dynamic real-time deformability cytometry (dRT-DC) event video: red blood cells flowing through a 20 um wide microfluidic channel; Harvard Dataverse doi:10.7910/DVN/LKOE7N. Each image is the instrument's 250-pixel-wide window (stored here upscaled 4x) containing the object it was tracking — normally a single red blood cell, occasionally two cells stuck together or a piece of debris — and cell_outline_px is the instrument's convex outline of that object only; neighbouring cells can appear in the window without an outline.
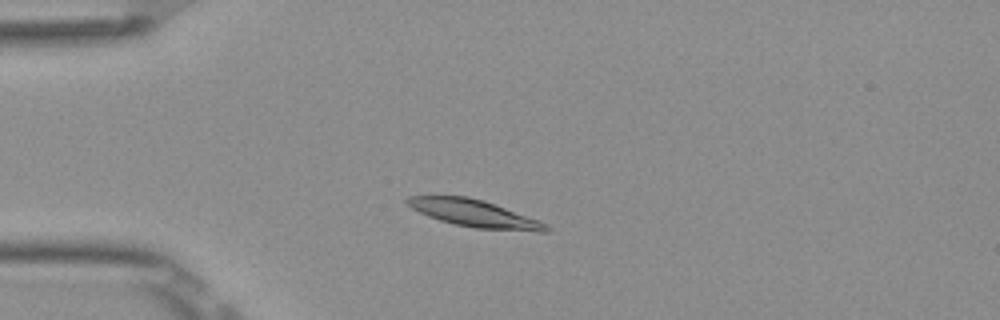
{"species": "Egyptian fruit bat (a non-hibernating species)", "species_latin": "Rousettus aegyptiacus", "temperature_condition": "room temperature", "stored_images_in_passage": 49, "camera_frame_rate_fps": 3000, "um_per_image_px": 0.085, "frame": {"image": 1, "passage_image": 10, "time_ms": 3.0, "image_size_px": [1000, 320], "cell_outline_px": [[552, 228], [548, 232], [536, 232], [476, 228], [456, 224], [440, 220], [428, 216], [412, 208], [404, 200], [408, 196], [468, 196], [484, 200], [540, 220], [548, 224]], "centroid_in_image_um": [40.4, 18.15], "position_along_channel_um": 44.6, "area_um2": 22.08}}
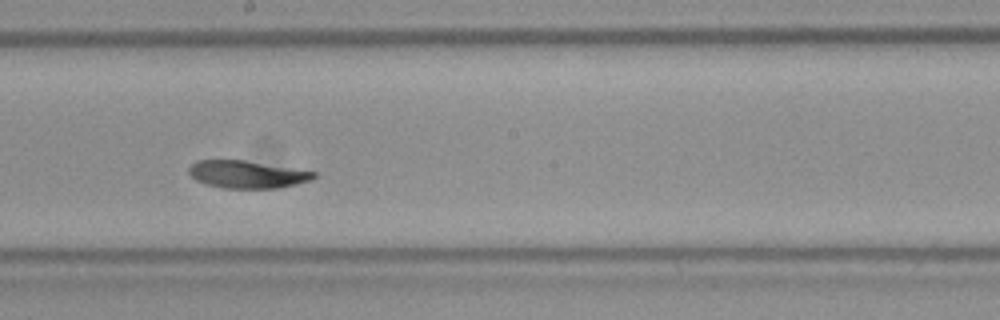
{"frame": {"image": 2, "passage_image": 26, "time_ms": 8.333, "image_size_px": [1000, 320], "cell_outline_px": [[316, 176], [312, 180], [296, 184], [276, 188], [224, 188], [204, 184], [196, 180], [188, 172], [188, 168], [196, 160], [244, 160], [316, 172]], "centroid_in_image_um": [20.98, 14.82], "position_along_channel_um": 227.2, "area_um2": 19.94}}
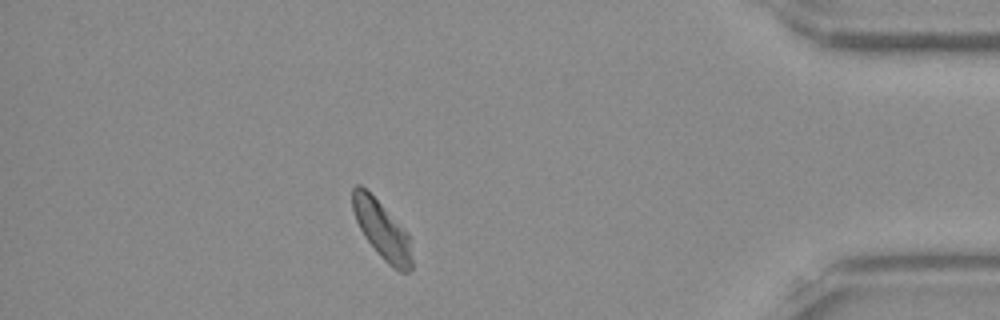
{"frame": {"image": 3, "passage_image": 43, "time_ms": 14.0, "image_size_px": [1000, 320], "cell_outline_px": [[412, 268], [408, 272], [400, 272], [392, 268], [380, 256], [364, 236], [356, 220], [352, 208], [352, 188], [356, 184], [360, 184], [408, 232], [412, 260]], "centroid_in_image_um": [32.47, 19.58], "position_along_channel_um": 402.7, "area_um2": 19.71}, "authors_computed_cell_mechanics": {"area_um2": 21.097, "velocity_mm_per_s": 3.8293, "shape_relaxation_time_tau1_ms": 2.1501, "shape_relaxation_time_tau2_ms": null, "deformation_change_tau1": 0.0996, "deformation_change_tau2": null}}